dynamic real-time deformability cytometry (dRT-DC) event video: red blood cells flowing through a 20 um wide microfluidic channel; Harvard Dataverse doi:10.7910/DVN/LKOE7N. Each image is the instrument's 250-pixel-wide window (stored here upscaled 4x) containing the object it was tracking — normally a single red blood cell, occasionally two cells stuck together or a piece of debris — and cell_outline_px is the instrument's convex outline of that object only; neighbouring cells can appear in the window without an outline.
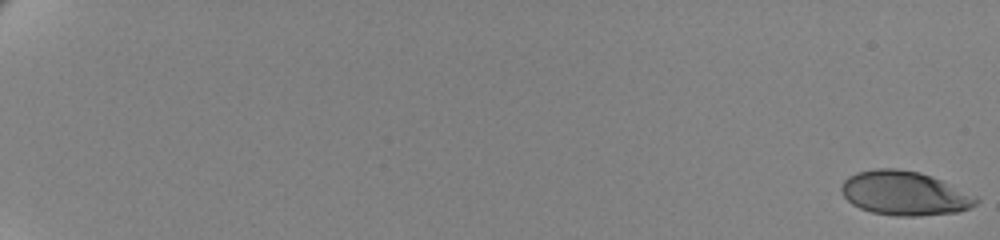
{"species": "human", "species_latin": "Homo sapiens", "temperature_condition": "cold", "stored_images_in_passage": 62, "camera_frame_rate_fps": 3000, "um_per_image_px": 0.085, "donor": {"sex": "female"}, "frame": {"image": 1, "passage_image": 1, "time_ms": 0.0, "image_size_px": [1000, 240], "cell_outline_px": [[980, 200], [972, 208], [956, 212], [920, 216], [896, 216], [872, 212], [860, 208], [852, 204], [840, 192], [840, 188], [844, 180], [848, 176], [856, 172], [876, 168], [896, 168], [920, 172], [932, 176], [976, 196]], "centroid_in_image_um": [76.87, 16.42], "position_along_channel_um": 8.1, "area_um2": 34.8}}
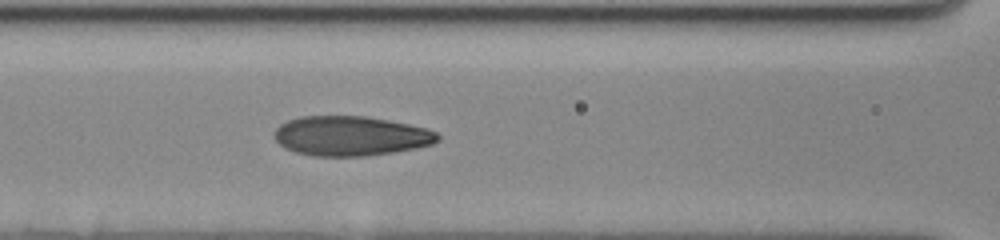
{"frame": {"image": 2, "passage_image": 32, "time_ms": 10.333, "image_size_px": [1000, 240], "cell_outline_px": [[440, 140], [432, 144], [416, 148], [396, 152], [368, 156], [312, 156], [296, 152], [284, 148], [276, 140], [276, 128], [280, 124], [288, 120], [300, 116], [368, 116], [428, 128], [436, 132], [440, 136]], "centroid_in_image_um": [29.84, 11.56], "position_along_channel_um": 136.8, "area_um2": 37.97}}
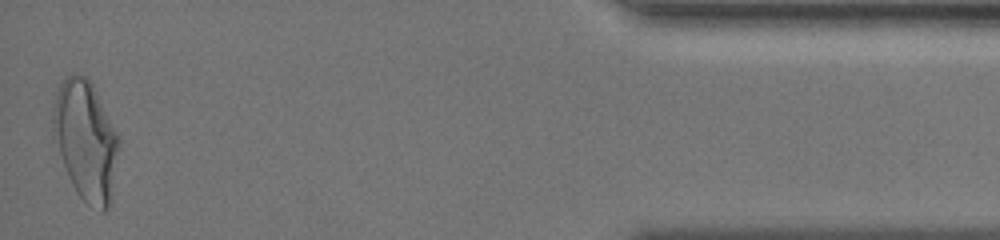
{"frame": {"image": 3, "passage_image": 62, "time_ms": 20.333, "image_size_px": [1000, 240], "cell_outline_px": [[120, 144], [112, 200], [108, 208], [104, 212], [100, 212], [88, 204], [76, 192], [68, 176], [52, 136], [52, 108], [56, 92], [60, 84], [68, 76], [84, 76], [92, 84], [120, 136]], "centroid_in_image_um": [7.31, 11.99], "position_along_channel_um": 427.9, "area_um2": 46.18}, "authors_computed_cell_mechanics": {"area_um2": 37.2232, "velocity_mm_per_s": 3.4796, "shape_relaxation_time_tau1_ms": 4.2856, "shape_relaxation_time_tau2_ms": 0.949, "deformation_change_tau1": 0.1901, "deformation_change_tau2": 0.0696}}